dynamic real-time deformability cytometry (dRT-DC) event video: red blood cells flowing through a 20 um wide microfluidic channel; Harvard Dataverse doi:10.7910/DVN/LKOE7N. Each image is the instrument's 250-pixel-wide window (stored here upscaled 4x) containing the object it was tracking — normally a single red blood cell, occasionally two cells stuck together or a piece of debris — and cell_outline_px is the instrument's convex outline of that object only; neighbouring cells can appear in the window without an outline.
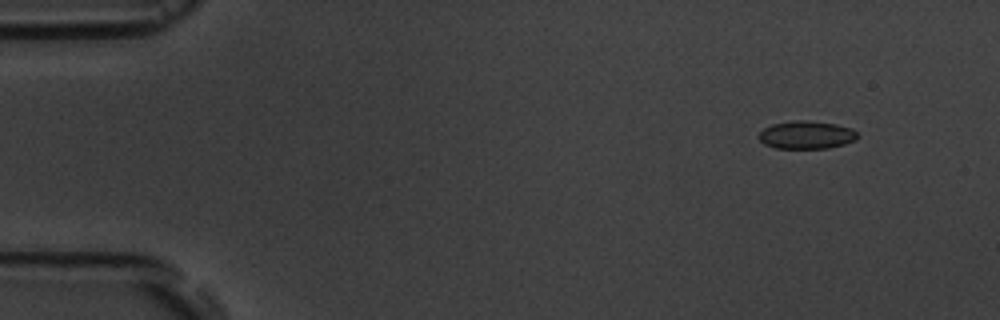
{"species": "common noctule bat (a hibernating species)", "species_latin": "Nyctalus noctula", "temperature_condition": "room temperature", "stored_images_in_passage": 5, "camera_frame_rate_fps": 3000, "um_per_image_px": 0.085, "animal": {"sex": "male", "body_mass_g": 19.5, "forearm_length_mm": 54.6}, "frame": {"image": 1, "passage_image": 2, "time_ms": 1.0, "image_size_px": [1000, 320], "cell_outline_px": [[860, 136], [856, 140], [844, 144], [828, 148], [776, 148], [764, 144], [756, 136], [764, 128], [772, 124], [792, 120], [808, 120], [836, 124], [852, 128]], "centroid_in_image_um": [68.55, 11.46], "position_along_channel_um": 16.5, "area_um2": 16.24}}
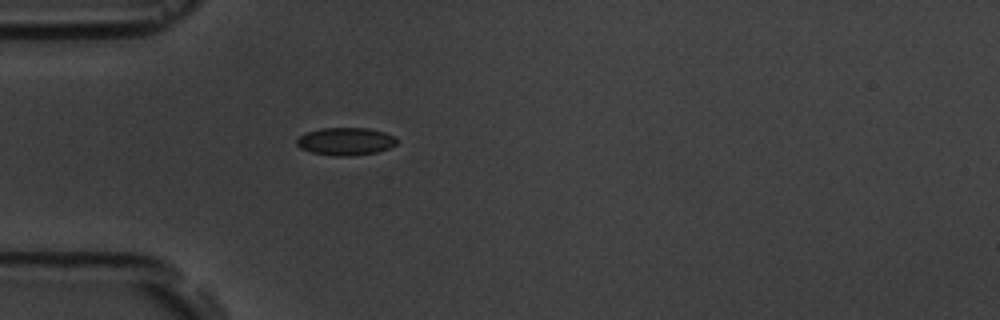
{"frame": {"image": 2, "passage_image": 5, "time_ms": 4.667, "image_size_px": [1000, 320], "cell_outline_px": [[396, 144], [388, 148], [376, 152], [348, 156], [336, 156], [312, 152], [300, 148], [296, 144], [296, 140], [300, 136], [308, 132], [320, 128], [368, 128], [384, 132], [396, 136]], "centroid_in_image_um": [29.38, 12.01], "position_along_channel_um": 55.6, "area_um2": 16.01}}